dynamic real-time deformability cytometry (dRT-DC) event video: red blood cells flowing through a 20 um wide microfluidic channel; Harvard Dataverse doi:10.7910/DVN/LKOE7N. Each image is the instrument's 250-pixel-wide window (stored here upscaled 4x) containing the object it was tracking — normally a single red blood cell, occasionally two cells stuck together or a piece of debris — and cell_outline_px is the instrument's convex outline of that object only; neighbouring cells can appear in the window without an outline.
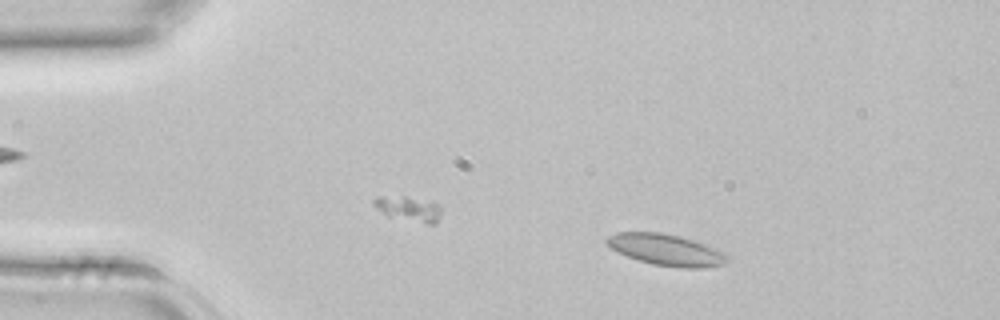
{"species": "common noctule bat (a hibernating species)", "species_latin": "Nyctalus noctula", "temperature_condition": "room temperature", "stored_images_in_passage": 2, "camera_frame_rate_fps": 3000, "um_per_image_px": 0.085, "animal": {"sex": "female", "body_mass_g": 22.7, "forearm_length_mm": 54.2}, "frame": {"image": 1, "passage_image": 1, "time_ms": 0.0, "image_size_px": [1000, 320], "cell_outline_px": [[728, 260], [724, 264], [704, 268], [680, 268], [652, 264], [628, 256], [612, 248], [604, 240], [608, 236], [616, 232], [660, 232], [680, 236], [716, 248], [724, 252], [728, 256]], "centroid_in_image_um": [56.65, 21.23], "position_along_channel_um": 28.4, "area_um2": 21.91}}